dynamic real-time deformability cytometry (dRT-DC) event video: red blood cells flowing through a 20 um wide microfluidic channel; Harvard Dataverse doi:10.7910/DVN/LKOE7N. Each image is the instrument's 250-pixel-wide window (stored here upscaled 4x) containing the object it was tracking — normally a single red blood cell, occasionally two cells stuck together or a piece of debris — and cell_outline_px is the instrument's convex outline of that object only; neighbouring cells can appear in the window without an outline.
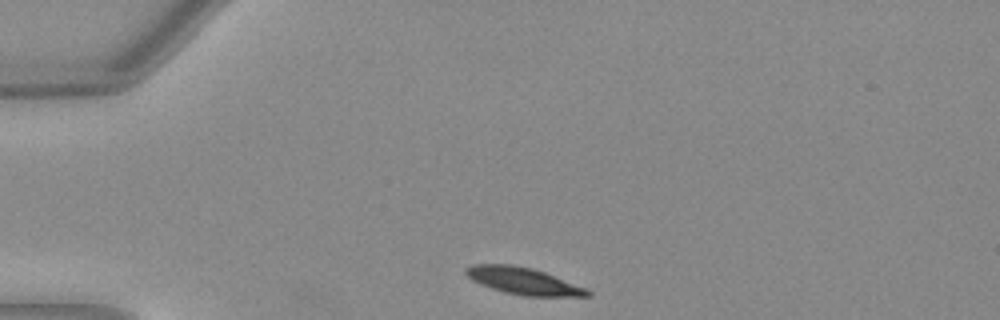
{"species": "Egyptian fruit bat (a non-hibernating species)", "species_latin": "Rousettus aegyptiacus", "temperature_condition": "warm", "stored_images_in_passage": 32, "camera_frame_rate_fps": 3000, "um_per_image_px": 0.085, "animal": {"sex": "female"}, "frame": {"image": 1, "passage_image": 1, "time_ms": 0.0, "image_size_px": [1000, 320], "cell_outline_px": [[592, 296], [524, 296], [504, 292], [480, 284], [472, 280], [464, 272], [464, 268], [472, 264], [512, 264], [532, 268], [544, 272], [588, 288], [592, 292]], "centroid_in_image_um": [44.5, 23.88], "position_along_channel_um": 40.5, "area_um2": 19.19}}
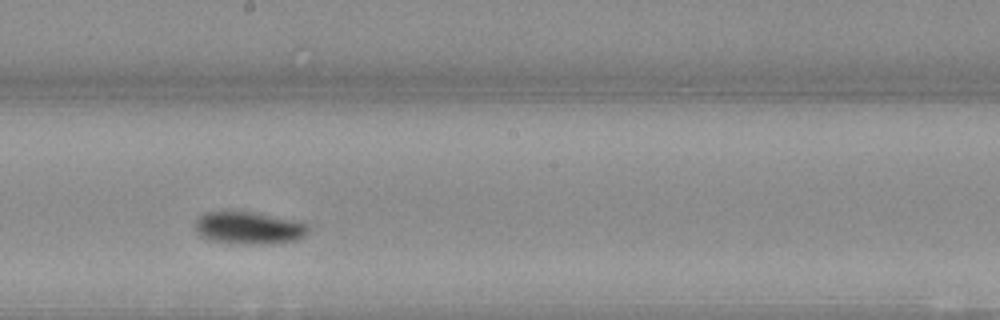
{"frame": {"image": 2, "passage_image": 18, "time_ms": 5.667, "image_size_px": [1000, 320], "cell_outline_px": [[308, 232], [304, 236], [296, 240], [276, 244], [244, 244], [208, 240], [200, 236], [196, 232], [192, 224], [204, 212], [252, 212], [304, 220], [308, 224]], "centroid_in_image_um": [21.19, 19.37], "position_along_channel_um": 227.0, "area_um2": 21.96}}
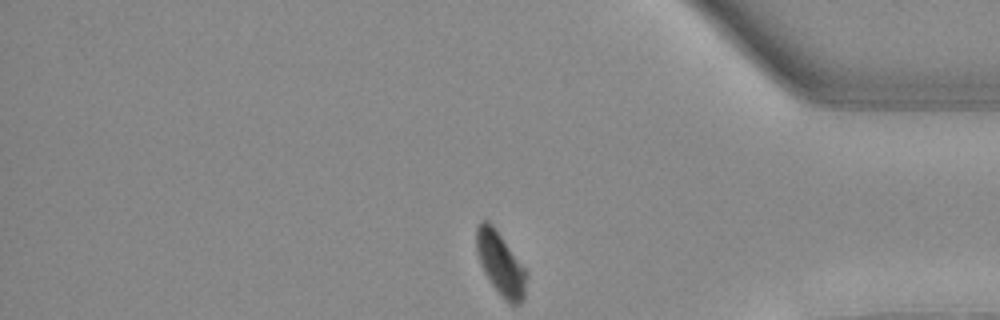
{"frame": {"image": 3, "passage_image": 32, "time_ms": 10.333, "image_size_px": [1000, 320], "cell_outline_px": [[528, 272], [524, 296], [520, 304], [508, 304], [492, 284], [484, 272], [476, 248], [476, 228], [480, 220], [488, 220], [496, 228]], "centroid_in_image_um": [42.56, 22.39], "position_along_channel_um": 392.6, "area_um2": 18.38}, "authors_computed_cell_mechanics": {"area_um2": 20.4323, "velocity_mm_per_s": 3.9749, "shape_relaxation_time_tau1_ms": 3.6209, "shape_relaxation_time_tau2_ms": null, "deformation_change_tau1": 0.1488, "deformation_change_tau2": null}}